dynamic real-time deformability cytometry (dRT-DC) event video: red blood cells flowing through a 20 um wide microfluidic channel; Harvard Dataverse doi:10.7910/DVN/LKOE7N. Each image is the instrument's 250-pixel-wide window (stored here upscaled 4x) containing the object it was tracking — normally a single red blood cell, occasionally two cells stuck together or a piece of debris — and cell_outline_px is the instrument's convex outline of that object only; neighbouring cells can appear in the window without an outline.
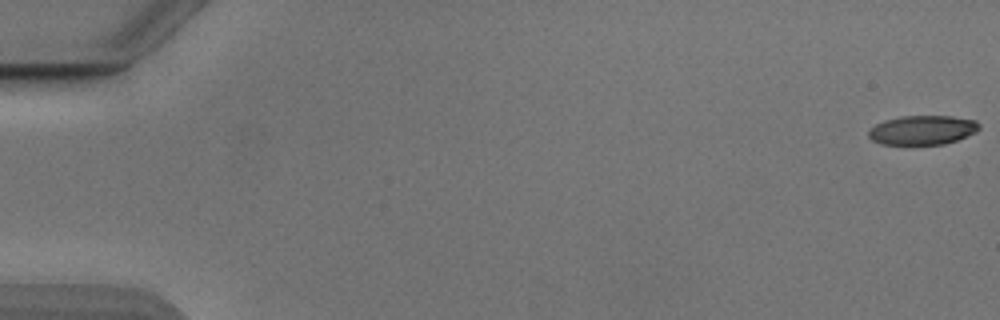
{"species": "Egyptian fruit bat (a non-hibernating species)", "species_latin": "Rousettus aegyptiacus", "temperature_condition": "cold", "stored_images_in_passage": 54, "camera_frame_rate_fps": 3000, "um_per_image_px": 0.085, "animal": {"sex": "male"}, "frame": {"image": 1, "passage_image": 1, "time_ms": 0.0, "image_size_px": [1000, 320], "cell_outline_px": [[980, 128], [976, 132], [956, 140], [944, 144], [880, 144], [872, 140], [868, 136], [868, 132], [876, 124], [884, 120], [900, 116], [952, 116], [976, 120], [980, 124]], "centroid_in_image_um": [78.42, 11.04], "position_along_channel_um": 6.6, "area_um2": 18.84}}
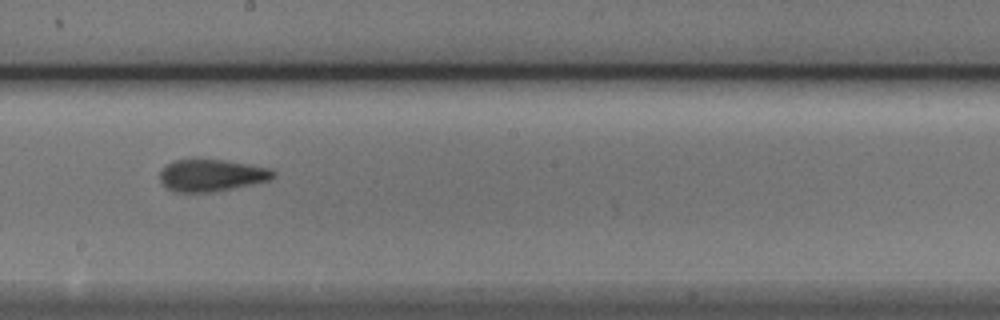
{"frame": {"image": 2, "passage_image": 31, "time_ms": 10.0, "image_size_px": [1000, 320], "cell_outline_px": [[276, 176], [272, 180], [212, 192], [176, 192], [168, 188], [160, 180], [160, 172], [172, 160], [224, 160], [252, 164], [272, 168], [276, 172]], "centroid_in_image_um": [18.06, 14.9], "position_along_channel_um": 230.1, "area_um2": 21.15}}
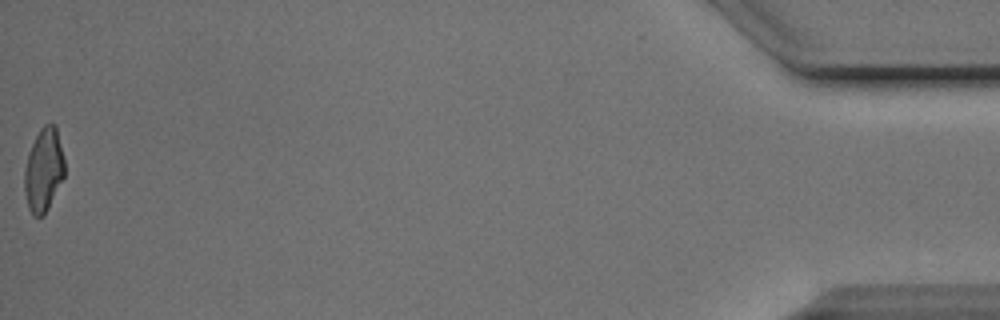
{"frame": {"image": 3, "passage_image": 54, "time_ms": 17.667, "image_size_px": [1000, 320], "cell_outline_px": [[64, 176], [44, 216], [36, 216], [28, 208], [24, 188], [24, 172], [28, 152], [40, 128], [44, 124], [56, 124], [64, 160]], "centroid_in_image_um": [3.71, 14.43], "position_along_channel_um": 431.5, "area_um2": 19.36}, "authors_computed_cell_mechanics": {"area_um2": 20.519, "velocity_mm_per_s": 3.8823, "shape_relaxation_time_tau1_ms": 6.2402, "shape_relaxation_time_tau2_ms": 1.3071, "deformation_change_tau1": 0.1971, "deformation_change_tau2": 0.0926}}